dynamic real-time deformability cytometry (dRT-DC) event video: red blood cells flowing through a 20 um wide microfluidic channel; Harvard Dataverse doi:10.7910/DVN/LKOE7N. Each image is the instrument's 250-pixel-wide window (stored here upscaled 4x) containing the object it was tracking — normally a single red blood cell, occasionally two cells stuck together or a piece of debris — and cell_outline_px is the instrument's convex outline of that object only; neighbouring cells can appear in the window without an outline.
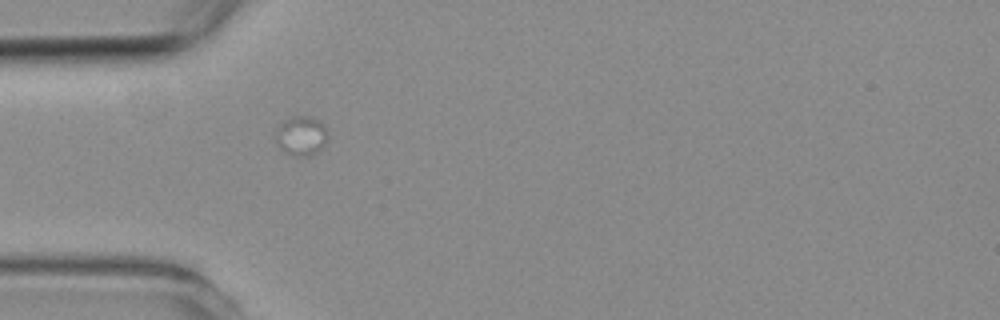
{"species": "common noctule bat (a hibernating species)", "species_latin": "Nyctalus noctula", "temperature_condition": "room temperature", "stored_images_in_passage": 1, "camera_frame_rate_fps": 3000, "um_per_image_px": 0.085, "animal": {"sex": "female", "body_mass_g": 19.3, "forearm_length_mm": 54.1}, "frame": {"image": 1, "passage_image": 1, "time_ms": 0.0, "image_size_px": [1000, 320], "cell_outline_px": [[328, 140], [324, 148], [320, 152], [312, 156], [296, 156], [280, 152], [276, 144], [276, 132], [280, 124], [288, 116], [308, 116], [316, 120], [324, 128], [328, 136]], "centroid_in_image_um": [25.58, 11.6], "position_along_channel_um": 59.4, "area_um2": 12.31}}